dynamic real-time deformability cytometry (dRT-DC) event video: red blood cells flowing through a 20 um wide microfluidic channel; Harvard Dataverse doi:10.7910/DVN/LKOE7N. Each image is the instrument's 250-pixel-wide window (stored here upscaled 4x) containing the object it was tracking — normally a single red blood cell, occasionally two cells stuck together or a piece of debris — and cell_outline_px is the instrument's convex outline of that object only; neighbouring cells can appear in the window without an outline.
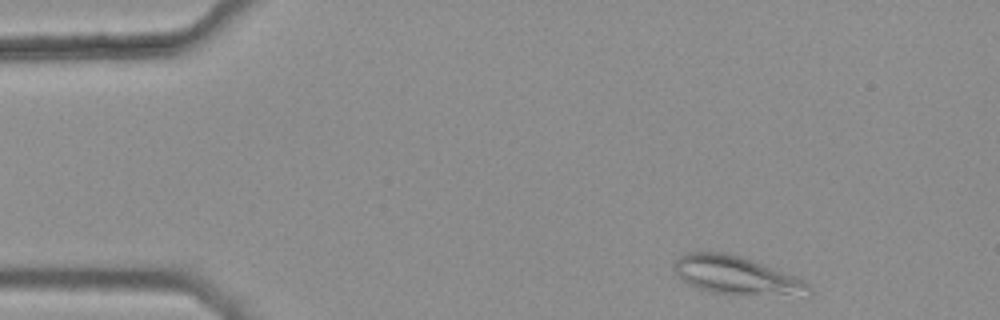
{"species": "common noctule bat (a hibernating species)", "species_latin": "Nyctalus noctula", "temperature_condition": "warm", "stored_images_in_passage": 38, "camera_frame_rate_fps": 3000, "um_per_image_px": 0.085, "animal": {"sex": "female", "body_mass_g": 25.1}, "frame": {"image": 1, "passage_image": 1, "time_ms": 0.0, "image_size_px": [1000, 320], "cell_outline_px": [[812, 292], [708, 292], [688, 284], [672, 268], [672, 264], [676, 256], [684, 252], [728, 252], [752, 260], [792, 276], [808, 284], [812, 288]], "centroid_in_image_um": [62.33, 23.31], "position_along_channel_um": 22.7, "area_um2": 28.15}}
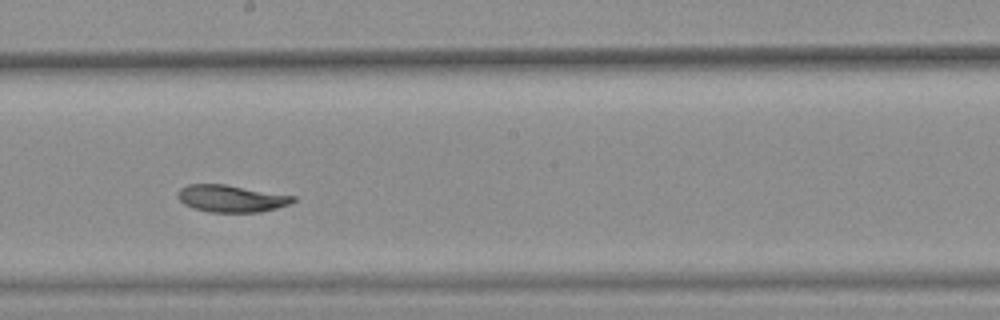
{"frame": {"image": 2, "passage_image": 24, "time_ms": 7.667, "image_size_px": [1000, 320], "cell_outline_px": [[296, 200], [288, 204], [276, 208], [260, 212], [208, 212], [192, 208], [184, 204], [176, 196], [176, 192], [180, 188], [188, 184], [224, 184], [296, 196]], "centroid_in_image_um": [19.61, 16.87], "position_along_channel_um": 228.6, "area_um2": 18.26}}
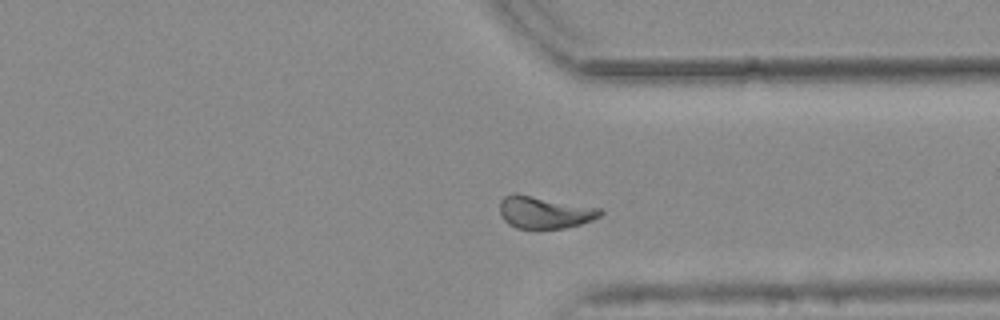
{"frame": {"image": 3, "passage_image": 35, "time_ms": 11.333, "image_size_px": [1000, 320], "cell_outline_px": [[604, 212], [600, 216], [592, 220], [580, 224], [564, 228], [536, 232], [516, 228], [508, 224], [504, 220], [500, 212], [500, 200], [504, 196], [512, 192], [516, 192], [600, 208]], "centroid_in_image_um": [46.24, 18.07], "position_along_channel_um": 365.2, "area_um2": 19.71}, "authors_computed_cell_mechanics": {"area_um2": 19.1896, "velocity_mm_per_s": 3.7201, "shape_relaxation_time_tau1_ms": 4.7707, "shape_relaxation_time_tau2_ms": 6.5521, "deformation_change_tau1": 0.1262, "deformation_change_tau2": 0.0888}}